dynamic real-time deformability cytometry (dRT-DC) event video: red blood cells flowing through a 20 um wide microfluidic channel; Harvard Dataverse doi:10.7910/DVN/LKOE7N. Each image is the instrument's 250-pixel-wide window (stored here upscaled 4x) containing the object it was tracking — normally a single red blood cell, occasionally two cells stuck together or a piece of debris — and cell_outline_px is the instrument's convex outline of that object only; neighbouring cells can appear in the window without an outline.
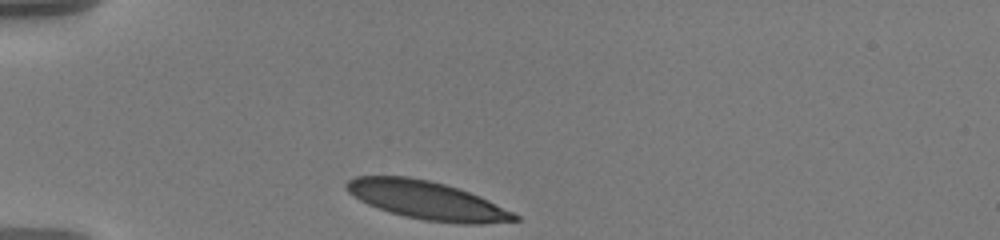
{"species": "human", "species_latin": "Homo sapiens", "temperature_condition": "warm", "stored_images_in_passage": 34, "camera_frame_rate_fps": 3000, "um_per_image_px": 0.085, "donor": {"sex": "male"}, "frame": {"image": 1, "passage_image": 1, "time_ms": 0.0, "image_size_px": [1000, 240], "cell_outline_px": [[520, 220], [480, 224], [460, 224], [424, 220], [404, 216], [368, 204], [352, 196], [344, 188], [344, 184], [348, 180], [356, 176], [408, 176], [428, 180], [444, 184], [480, 196], [520, 216]], "centroid_in_image_um": [36.27, 17.02], "position_along_channel_um": 48.7, "area_um2": 37.22}}
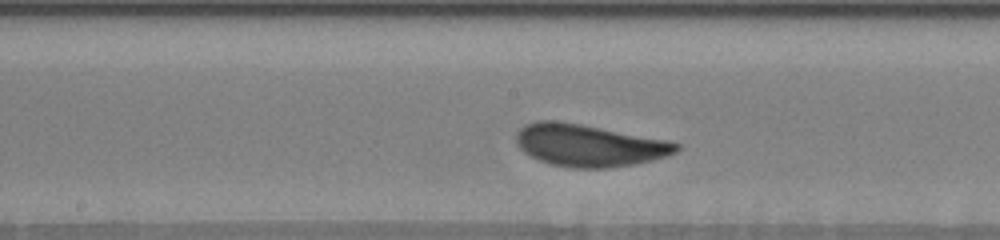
{"frame": {"image": 2, "passage_image": 16, "time_ms": 5.0, "image_size_px": [1000, 240], "cell_outline_px": [[680, 148], [676, 152], [652, 160], [636, 164], [608, 168], [572, 168], [552, 164], [528, 156], [516, 144], [516, 132], [524, 124], [536, 120], [556, 120], [580, 124], [672, 140], [680, 144]], "centroid_in_image_um": [50.06, 12.34], "position_along_channel_um": 198.1, "area_um2": 39.71}}
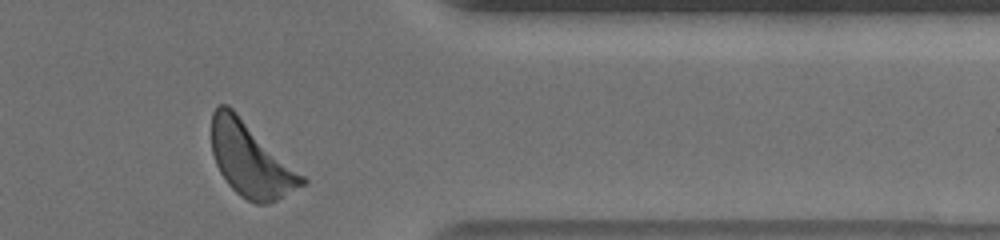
{"frame": {"image": 3, "passage_image": 33, "time_ms": 10.667, "image_size_px": [1000, 240], "cell_outline_px": [[308, 180], [304, 184], [276, 200], [268, 204], [256, 204], [240, 196], [228, 184], [220, 172], [216, 164], [212, 152], [212, 112], [220, 104], [228, 104], [304, 176]], "centroid_in_image_um": [21.28, 13.58], "position_along_channel_um": 390.1, "area_um2": 38.49}, "authors_computed_cell_mechanics": {"area_um2": 37.8879, "velocity_mm_per_s": 3.5487, "shape_relaxation_time_tau1_ms": 2.4042, "shape_relaxation_time_tau2_ms": null, "deformation_change_tau1": 0.1411, "deformation_change_tau2": null}}